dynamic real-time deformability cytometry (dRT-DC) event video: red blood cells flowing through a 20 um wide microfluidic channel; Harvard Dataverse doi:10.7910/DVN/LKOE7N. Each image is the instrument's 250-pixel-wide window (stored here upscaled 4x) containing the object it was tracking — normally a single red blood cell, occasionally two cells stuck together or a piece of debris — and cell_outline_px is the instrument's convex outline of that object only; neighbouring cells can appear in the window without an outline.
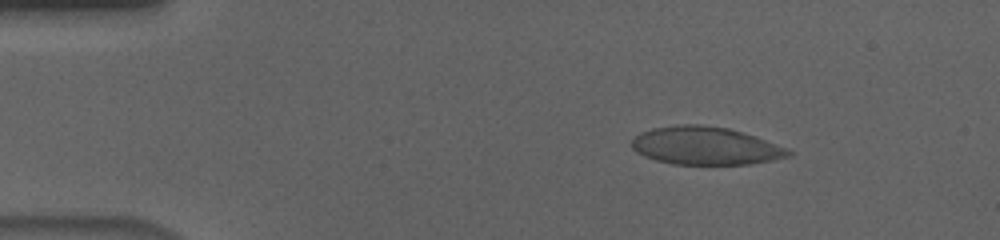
{"species": "human", "species_latin": "Homo sapiens", "temperature_condition": "cold", "stored_images_in_passage": 55, "camera_frame_rate_fps": 3000, "um_per_image_px": 0.085, "donor": {"sex": "male"}, "frame": {"image": 1, "passage_image": 8, "time_ms": 2.333, "image_size_px": [1000, 240], "cell_outline_px": [[792, 156], [772, 160], [748, 164], [672, 164], [656, 160], [644, 156], [636, 152], [632, 148], [632, 140], [640, 132], [652, 128], [676, 124], [700, 124], [728, 128], [788, 148], [792, 152]], "centroid_in_image_um": [59.93, 12.39], "position_along_channel_um": 25.1, "area_um2": 34.51}}
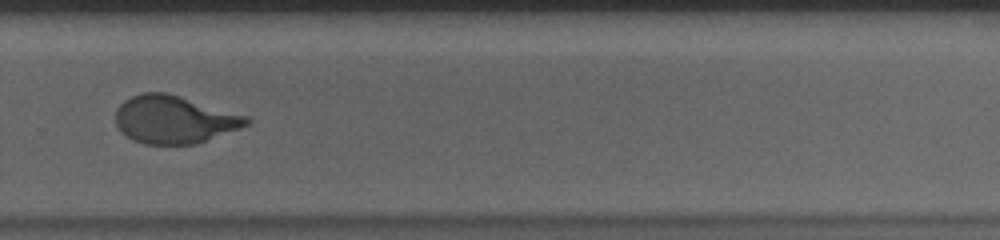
{"frame": {"image": 2, "passage_image": 38, "time_ms": 12.333, "image_size_px": [1000, 240], "cell_outline_px": [[252, 120], [248, 124], [240, 128], [196, 144], [144, 144], [132, 140], [120, 132], [116, 124], [116, 108], [124, 100], [132, 96], [144, 92], [164, 92], [180, 96], [248, 116]], "centroid_in_image_um": [14.79, 10.16], "position_along_channel_um": 315.0, "area_um2": 36.47}}
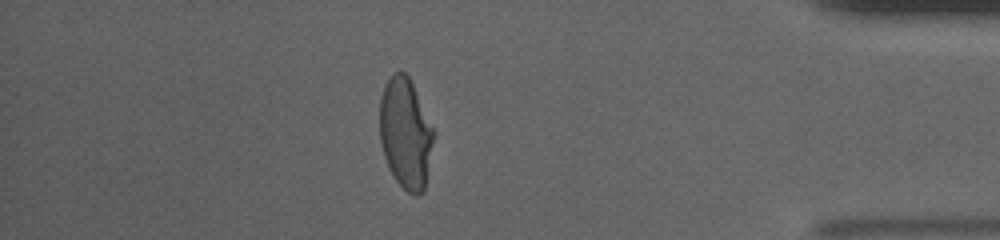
{"frame": {"image": 3, "passage_image": 48, "time_ms": 15.667, "image_size_px": [1000, 240], "cell_outline_px": [[432, 140], [424, 192], [416, 196], [408, 192], [396, 180], [388, 168], [384, 156], [380, 140], [380, 96], [384, 84], [392, 72], [404, 72], [408, 76], [412, 84], [432, 128]], "centroid_in_image_um": [34.42, 11.33], "position_along_channel_um": 400.8, "area_um2": 34.04}}